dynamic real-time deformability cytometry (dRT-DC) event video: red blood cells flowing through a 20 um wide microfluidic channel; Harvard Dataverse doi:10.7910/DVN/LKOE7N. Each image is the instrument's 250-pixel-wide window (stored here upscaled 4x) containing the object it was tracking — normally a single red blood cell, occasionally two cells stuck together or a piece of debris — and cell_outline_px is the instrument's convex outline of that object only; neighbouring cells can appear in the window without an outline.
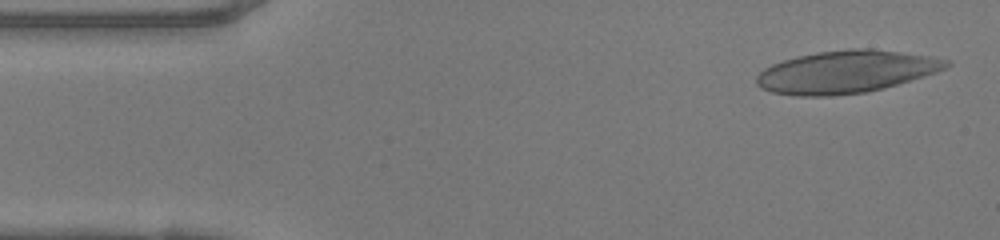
{"species": "human", "species_latin": "Homo sapiens", "temperature_condition": "warm", "stored_images_in_passage": 47, "camera_frame_rate_fps": 3000, "um_per_image_px": 0.085, "donor": {"sex": "female"}, "frame": {"image": 1, "passage_image": 2, "time_ms": 0.333, "image_size_px": [1000, 240], "cell_outline_px": [[952, 64], [936, 72], [884, 88], [864, 92], [832, 96], [796, 96], [772, 92], [760, 88], [756, 84], [756, 76], [764, 68], [772, 64], [784, 60], [800, 56], [820, 52], [852, 48], [872, 48], [932, 56], [948, 60]], "centroid_in_image_um": [71.9, 6.11], "position_along_channel_um": 13.1, "area_um2": 46.82}}
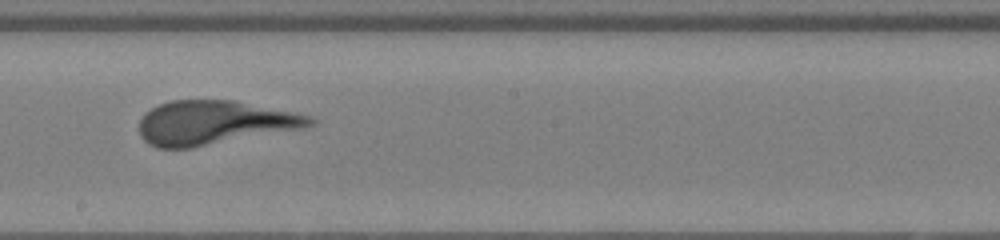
{"frame": {"image": 2, "passage_image": 25, "time_ms": 8.0, "image_size_px": [1000, 240], "cell_outline_px": [[316, 124], [300, 128], [192, 148], [156, 148], [148, 144], [140, 136], [140, 120], [144, 112], [160, 104], [172, 100], [232, 100], [312, 116], [316, 120]], "centroid_in_image_um": [18.16, 10.43], "position_along_channel_um": 230.0, "area_um2": 43.41}}
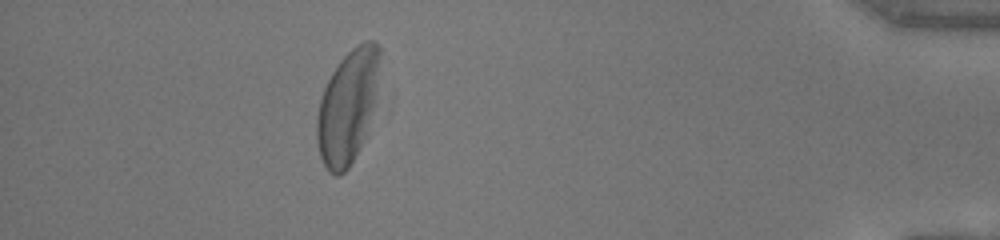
{"frame": {"image": 3, "passage_image": 42, "time_ms": 13.667, "image_size_px": [1000, 240], "cell_outline_px": [[380, 56], [376, 96], [364, 140], [348, 168], [340, 176], [336, 176], [328, 172], [320, 156], [316, 140], [316, 116], [320, 100], [324, 88], [332, 72], [340, 60], [356, 44], [364, 40], [376, 40], [380, 44]], "centroid_in_image_um": [29.54, 9.04], "position_along_channel_um": 405.7, "area_um2": 41.67}}